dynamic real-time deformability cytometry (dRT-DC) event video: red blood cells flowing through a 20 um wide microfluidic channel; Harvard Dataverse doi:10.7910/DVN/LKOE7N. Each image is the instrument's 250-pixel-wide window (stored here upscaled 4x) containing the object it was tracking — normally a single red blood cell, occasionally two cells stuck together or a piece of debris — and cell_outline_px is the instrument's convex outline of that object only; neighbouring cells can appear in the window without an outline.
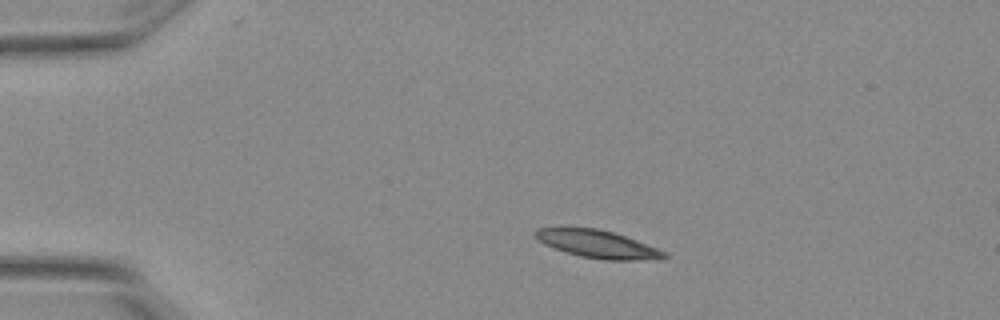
{"species": "Egyptian fruit bat (a non-hibernating species)", "species_latin": "Rousettus aegyptiacus", "temperature_condition": "warm", "stored_images_in_passage": 4, "camera_frame_rate_fps": 3000, "um_per_image_px": 0.085, "animal": {"sex": "female"}, "frame": {"image": 1, "passage_image": 2, "time_ms": 0.333, "image_size_px": [1000, 320], "cell_outline_px": [[668, 256], [660, 260], [604, 260], [580, 256], [564, 252], [544, 244], [532, 232], [536, 228], [596, 228], [612, 232], [636, 240], [668, 252]], "centroid_in_image_um": [50.84, 20.77], "position_along_channel_um": 34.2, "area_um2": 20.81}}